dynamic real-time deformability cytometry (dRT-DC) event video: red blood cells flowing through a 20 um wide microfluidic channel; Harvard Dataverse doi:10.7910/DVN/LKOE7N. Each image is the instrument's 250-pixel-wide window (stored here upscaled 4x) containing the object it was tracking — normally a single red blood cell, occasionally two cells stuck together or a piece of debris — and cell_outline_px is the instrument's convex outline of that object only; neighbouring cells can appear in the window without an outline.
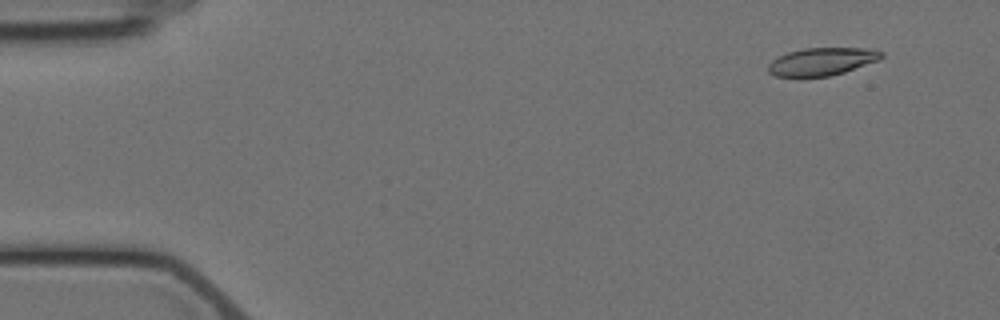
{"species": "Egyptian fruit bat (a non-hibernating species)", "species_latin": "Rousettus aegyptiacus", "temperature_condition": "cold", "stored_images_in_passage": 6, "camera_frame_rate_fps": 3000, "um_per_image_px": 0.085, "animal": {"sex": "female"}, "frame": {"image": 1, "passage_image": 2, "time_ms": 1.0, "image_size_px": [1000, 320], "cell_outline_px": [[884, 56], [880, 60], [844, 72], [828, 76], [800, 80], [776, 76], [768, 72], [768, 64], [772, 60], [788, 52], [804, 48], [872, 48], [884, 52]], "centroid_in_image_um": [69.84, 5.27], "position_along_channel_um": 15.2, "area_um2": 19.02}}
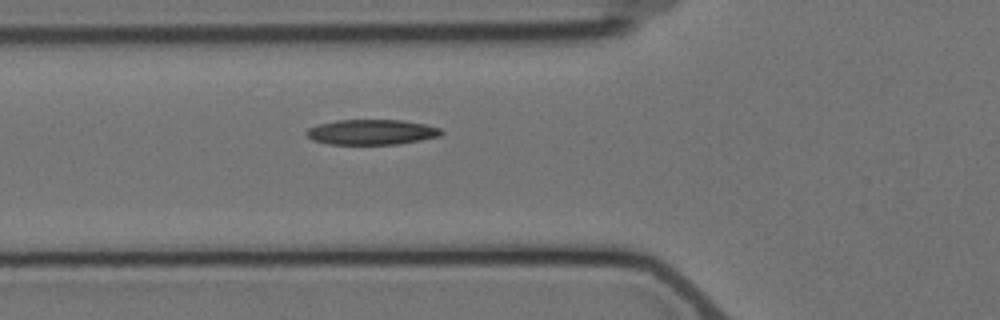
{"frame": {"image": 2, "passage_image": 6, "time_ms": 6.333, "image_size_px": [1000, 320], "cell_outline_px": [[444, 132], [440, 136], [420, 140], [396, 144], [328, 144], [312, 140], [304, 132], [308, 128], [320, 124], [336, 120], [400, 120], [424, 124], [440, 128]], "centroid_in_image_um": [31.57, 11.23], "position_along_channel_um": 94.2, "area_um2": 19.71}}